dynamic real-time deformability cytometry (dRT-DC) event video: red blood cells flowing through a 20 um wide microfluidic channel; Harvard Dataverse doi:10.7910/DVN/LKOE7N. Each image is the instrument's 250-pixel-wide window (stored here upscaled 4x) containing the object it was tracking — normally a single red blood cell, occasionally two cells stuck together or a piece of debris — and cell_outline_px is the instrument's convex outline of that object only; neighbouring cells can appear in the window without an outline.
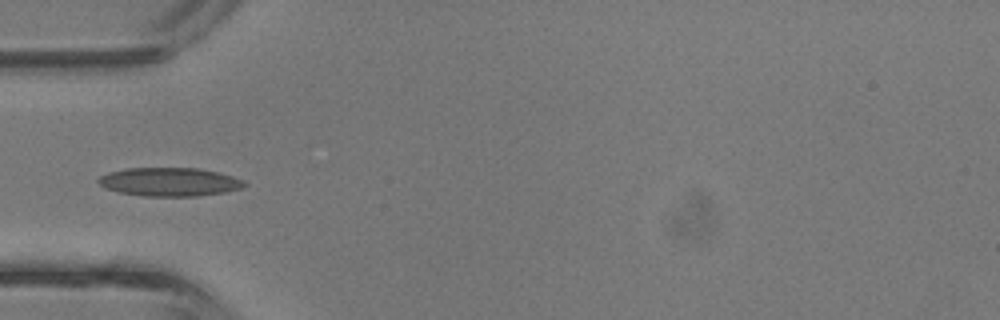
{"species": "common noctule bat (a hibernating species)", "species_latin": "Nyctalus noctula", "temperature_condition": "room temperature", "stored_images_in_passage": 42, "camera_frame_rate_fps": 3000, "um_per_image_px": 0.085, "animal": {"sex": "male", "body_mass_g": 13.3}, "frame": {"image": 1, "passage_image": 13, "time_ms": 4.0, "image_size_px": [1000, 320], "cell_outline_px": [[248, 184], [240, 188], [224, 192], [196, 196], [144, 196], [120, 192], [104, 188], [96, 180], [100, 176], [108, 172], [124, 168], [196, 168], [216, 172], [232, 176], [244, 180]], "centroid_in_image_um": [14.37, 15.46], "position_along_channel_um": 70.6, "area_um2": 24.22}}
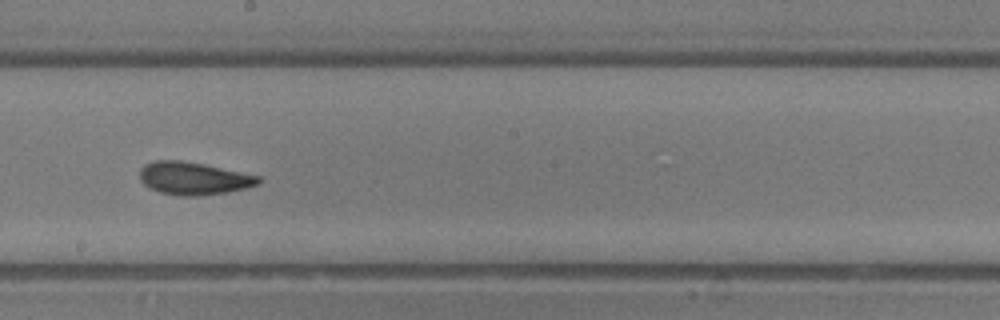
{"frame": {"image": 2, "passage_image": 23, "time_ms": 7.333, "image_size_px": [1000, 320], "cell_outline_px": [[260, 180], [256, 184], [248, 188], [228, 192], [196, 196], [180, 196], [160, 192], [144, 184], [140, 180], [140, 168], [144, 164], [156, 160], [180, 160], [204, 164], [260, 176]], "centroid_in_image_um": [16.44, 15.16], "position_along_channel_um": 231.8, "area_um2": 22.54}}
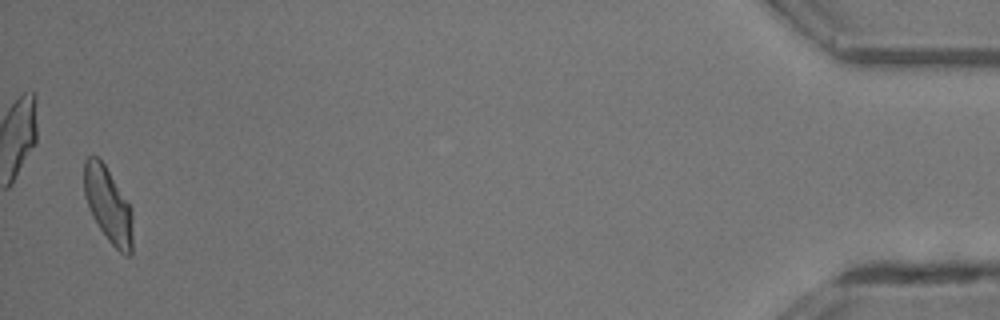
{"frame": {"image": 3, "passage_image": 41, "time_ms": 13.333, "image_size_px": [1000, 320], "cell_outline_px": [[132, 252], [128, 256], [120, 252], [108, 240], [92, 216], [84, 196], [84, 160], [88, 156], [96, 156], [104, 164], [132, 208]], "centroid_in_image_um": [9.19, 17.42], "position_along_channel_um": 426.0, "area_um2": 21.15}, "authors_computed_cell_mechanics": {"area_um2": 21.8484, "velocity_mm_per_s": 4.8101, "shape_relaxation_time_tau1_ms": 4.2118, "shape_relaxation_time_tau2_ms": 2.1103, "deformation_change_tau1": 0.1469, "deformation_change_tau2": 0.0821}}